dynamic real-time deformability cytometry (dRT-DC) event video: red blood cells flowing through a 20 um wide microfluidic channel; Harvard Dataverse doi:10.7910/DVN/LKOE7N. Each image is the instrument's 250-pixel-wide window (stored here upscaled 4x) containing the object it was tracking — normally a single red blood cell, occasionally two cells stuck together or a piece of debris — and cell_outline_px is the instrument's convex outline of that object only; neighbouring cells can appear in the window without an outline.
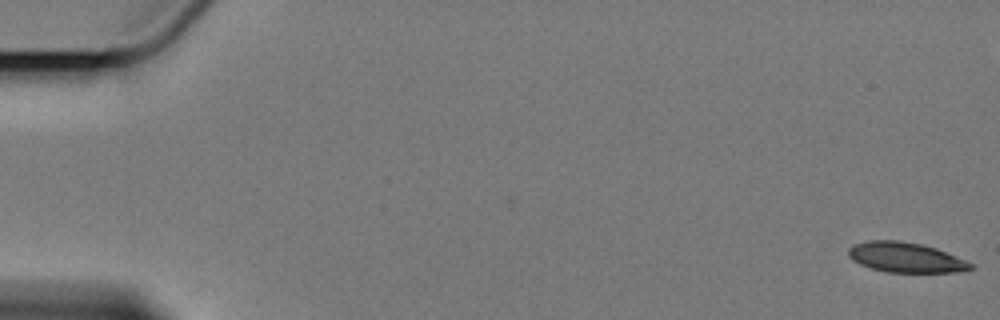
{"species": "Egyptian fruit bat (a non-hibernating species)", "species_latin": "Rousettus aegyptiacus", "temperature_condition": "cold", "stored_images_in_passage": 7, "camera_frame_rate_fps": 3000, "um_per_image_px": 0.085, "animal": {"sex": "female"}, "frame": {"image": 1, "passage_image": 1, "time_ms": 0.0, "image_size_px": [1000, 320], "cell_outline_px": [[972, 268], [956, 272], [888, 272], [872, 268], [860, 264], [852, 260], [848, 256], [848, 248], [856, 244], [868, 240], [900, 240], [920, 244], [936, 248], [956, 256], [972, 264]], "centroid_in_image_um": [76.94, 21.87], "position_along_channel_um": 8.1, "area_um2": 21.15}}
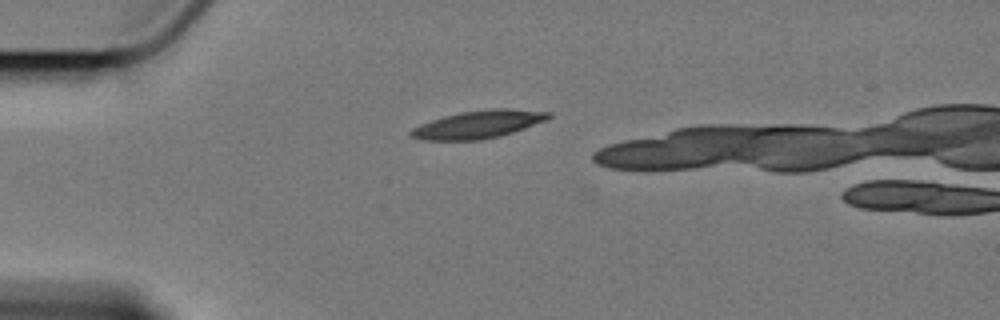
{"frame": {"image": 2, "passage_image": 7, "time_ms": 7.667, "image_size_px": [1000, 320], "cell_outline_px": [[552, 116], [548, 120], [500, 136], [480, 140], [420, 140], [408, 136], [408, 132], [412, 128], [420, 124], [444, 116], [460, 112], [488, 108], [512, 108], [552, 112]], "centroid_in_image_um": [40.66, 10.56], "position_along_channel_um": 44.3, "area_um2": 22.6}}